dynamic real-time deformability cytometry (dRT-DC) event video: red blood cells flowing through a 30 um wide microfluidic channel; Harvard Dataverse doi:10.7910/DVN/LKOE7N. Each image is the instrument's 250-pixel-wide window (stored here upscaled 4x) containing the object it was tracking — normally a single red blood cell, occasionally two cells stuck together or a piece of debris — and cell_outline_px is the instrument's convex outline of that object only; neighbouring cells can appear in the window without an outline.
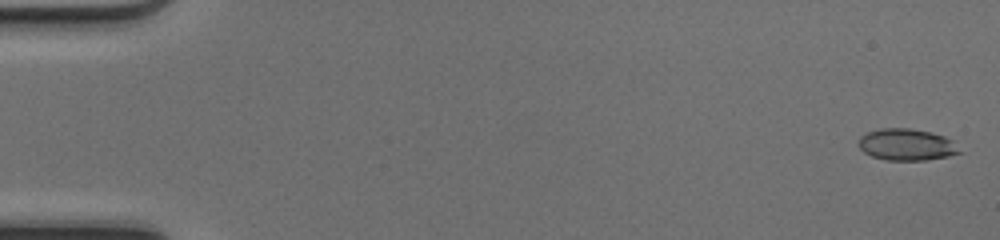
{"species": "common noctule bat (a hibernating species)", "species_latin": "Nyctalus noctula", "temperature_condition": "cold", "stored_images_in_passage": 49, "camera_frame_rate_fps": 3000, "um_per_image_px": 0.085, "animal": {"sex": "female", "body_mass_g": 17.0, "forearm_length_mm": 48.0}, "frame": {"image": 1, "passage_image": 1, "time_ms": 0.0, "image_size_px": [1000, 240], "cell_outline_px": [[964, 152], [948, 156], [924, 160], [884, 160], [872, 156], [864, 152], [856, 144], [860, 136], [868, 132], [880, 128], [908, 128], [932, 132], [944, 136], [952, 140]], "centroid_in_image_um": [77.06, 12.29], "position_along_channel_um": 7.9, "area_um2": 18.84}}
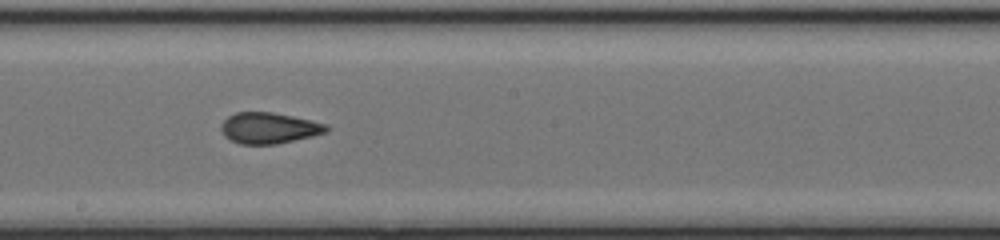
{"frame": {"image": 2, "passage_image": 28, "time_ms": 9.0, "image_size_px": [1000, 240], "cell_outline_px": [[332, 128], [328, 132], [312, 136], [276, 144], [240, 144], [224, 136], [220, 128], [220, 124], [228, 116], [236, 112], [272, 112], [292, 116], [328, 124]], "centroid_in_image_um": [22.88, 10.88], "position_along_channel_um": 225.3, "area_um2": 19.13}}
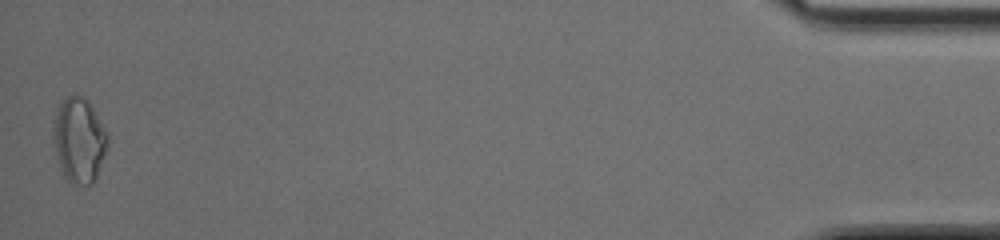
{"frame": {"image": 3, "passage_image": 49, "time_ms": 16.0, "image_size_px": [1000, 240], "cell_outline_px": [[108, 148], [96, 180], [92, 184], [72, 184], [64, 176], [56, 152], [52, 128], [52, 124], [60, 104], [72, 92], [76, 92], [84, 96], [88, 100], [108, 132]], "centroid_in_image_um": [6.76, 11.88], "position_along_channel_um": 428.4, "area_um2": 27.22}, "authors_computed_cell_mechanics": {"area_um2": 19.2474, "velocity_mm_per_s": 4.2172, "shape_relaxation_time_tau1_ms": null, "shape_relaxation_time_tau2_ms": 1.5098, "deformation_change_tau1": null, "deformation_change_tau2": 0.0671}}